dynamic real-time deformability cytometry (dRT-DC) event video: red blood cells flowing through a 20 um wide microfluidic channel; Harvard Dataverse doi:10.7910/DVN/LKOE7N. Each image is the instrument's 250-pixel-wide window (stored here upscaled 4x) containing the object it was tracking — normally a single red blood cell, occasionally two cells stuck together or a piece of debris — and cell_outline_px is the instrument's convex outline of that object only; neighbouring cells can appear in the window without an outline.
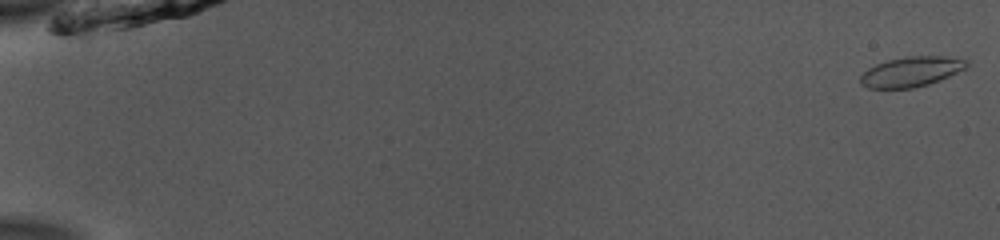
{"species": "common noctule bat (a hibernating species)", "species_latin": "Nyctalus noctula", "temperature_condition": "room temperature", "stored_images_in_passage": 53, "camera_frame_rate_fps": 3000, "um_per_image_px": 0.085, "animal": {"sex": "male", "body_mass_g": 13.0, "forearm_length_mm": 53.1}, "frame": {"image": 1, "passage_image": 1, "time_ms": 0.0, "image_size_px": [1000, 240], "cell_outline_px": [[968, 64], [964, 68], [948, 76], [928, 84], [912, 88], [868, 88], [860, 84], [860, 76], [868, 68], [876, 64], [888, 60], [908, 56], [944, 56], [968, 60]], "centroid_in_image_um": [77.41, 6.09], "position_along_channel_um": 7.6, "area_um2": 18.32}}
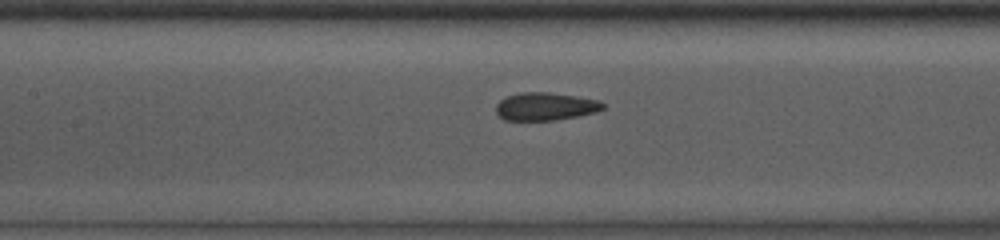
{"frame": {"image": 2, "passage_image": 26, "time_ms": 8.333, "image_size_px": [1000, 240], "cell_outline_px": [[604, 108], [596, 112], [556, 120], [504, 120], [496, 112], [496, 104], [500, 100], [508, 96], [520, 92], [548, 92], [576, 96], [600, 100], [604, 104]], "centroid_in_image_um": [46.36, 9.04], "position_along_channel_um": 161.0, "area_um2": 17.34}}
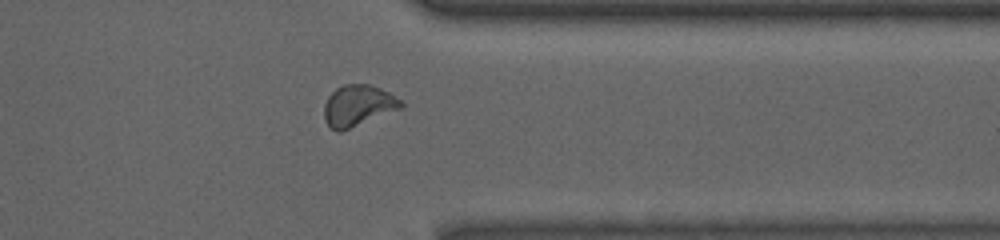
{"frame": {"image": 3, "passage_image": 43, "time_ms": 14.0, "image_size_px": [1000, 240], "cell_outline_px": [[404, 108], [340, 132], [336, 132], [324, 120], [324, 104], [328, 96], [336, 88], [344, 84], [368, 84], [380, 88], [404, 100]], "centroid_in_image_um": [30.47, 8.98], "position_along_channel_um": 380.9, "area_um2": 18.73}, "authors_computed_cell_mechanics": {"area_um2": 18.207, "velocity_mm_per_s": 3.9098, "shape_relaxation_time_tau1_ms": 3.8081, "shape_relaxation_time_tau2_ms": 1.2663, "deformation_change_tau1": 0.0979, "deformation_change_tau2": 0.059}}